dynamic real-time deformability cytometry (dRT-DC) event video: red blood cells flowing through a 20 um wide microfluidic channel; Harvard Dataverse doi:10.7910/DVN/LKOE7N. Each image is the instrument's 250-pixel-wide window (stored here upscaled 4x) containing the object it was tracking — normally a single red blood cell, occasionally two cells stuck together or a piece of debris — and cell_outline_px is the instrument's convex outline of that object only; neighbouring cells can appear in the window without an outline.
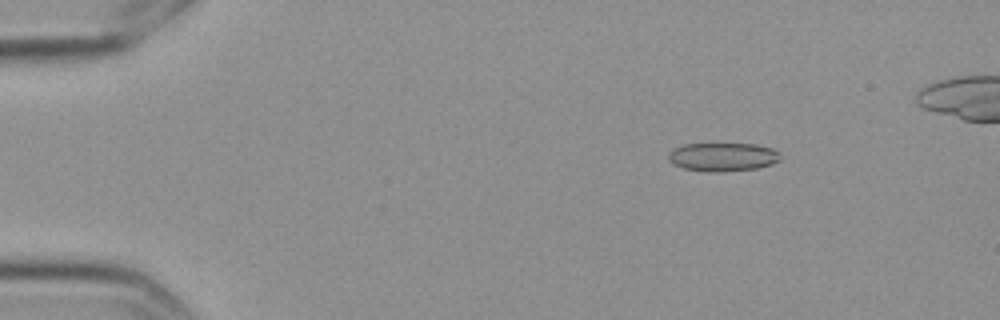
{"species": "Egyptian fruit bat (a non-hibernating species)", "species_latin": "Rousettus aegyptiacus", "temperature_condition": "cold", "stored_images_in_passage": 9, "camera_frame_rate_fps": 3000, "um_per_image_px": 0.085, "frame": {"image": 1, "passage_image": 3, "time_ms": 0.667, "image_size_px": [1000, 320], "cell_outline_px": [[780, 160], [772, 164], [756, 168], [720, 172], [704, 172], [684, 168], [672, 164], [668, 160], [668, 156], [676, 148], [684, 144], [756, 144], [772, 148], [780, 152]], "centroid_in_image_um": [61.46, 13.35], "position_along_channel_um": 23.5, "area_um2": 18.61}}
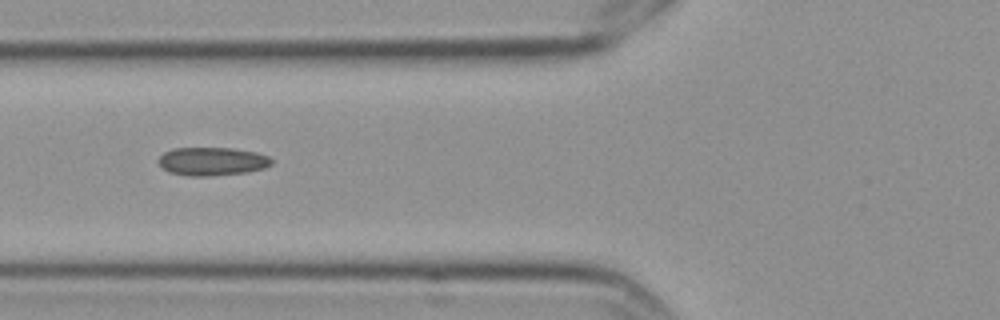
{"frame": {"image": 2, "passage_image": 7, "time_ms": 2.0, "image_size_px": [1000, 320], "cell_outline_px": [[272, 164], [264, 168], [248, 172], [208, 176], [192, 176], [172, 172], [164, 168], [156, 160], [164, 152], [172, 148], [232, 148], [256, 152], [268, 156], [272, 160]], "centroid_in_image_um": [18.05, 13.7], "position_along_channel_um": 107.8, "area_um2": 18.55}}
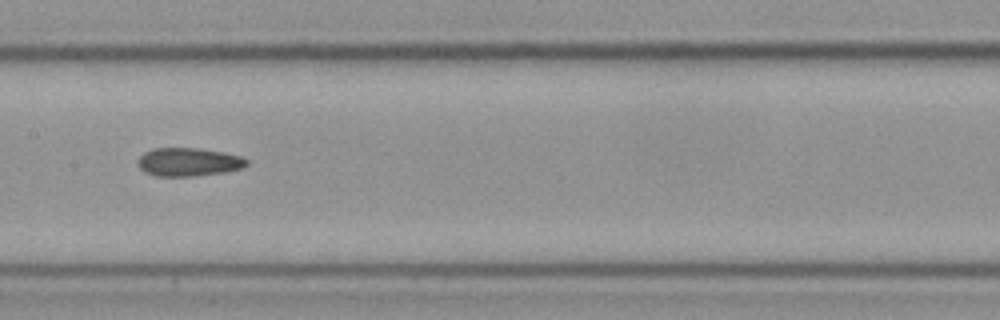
{"frame": {"image": 3, "passage_image": 9, "time_ms": 2.667, "image_size_px": [1000, 320], "cell_outline_px": [[248, 164], [244, 168], [224, 172], [192, 176], [156, 176], [144, 172], [136, 164], [136, 160], [144, 152], [152, 148], [196, 148], [224, 152], [240, 156], [248, 160]], "centroid_in_image_um": [16.0, 13.77], "position_along_channel_um": 191.4, "area_um2": 18.15}}